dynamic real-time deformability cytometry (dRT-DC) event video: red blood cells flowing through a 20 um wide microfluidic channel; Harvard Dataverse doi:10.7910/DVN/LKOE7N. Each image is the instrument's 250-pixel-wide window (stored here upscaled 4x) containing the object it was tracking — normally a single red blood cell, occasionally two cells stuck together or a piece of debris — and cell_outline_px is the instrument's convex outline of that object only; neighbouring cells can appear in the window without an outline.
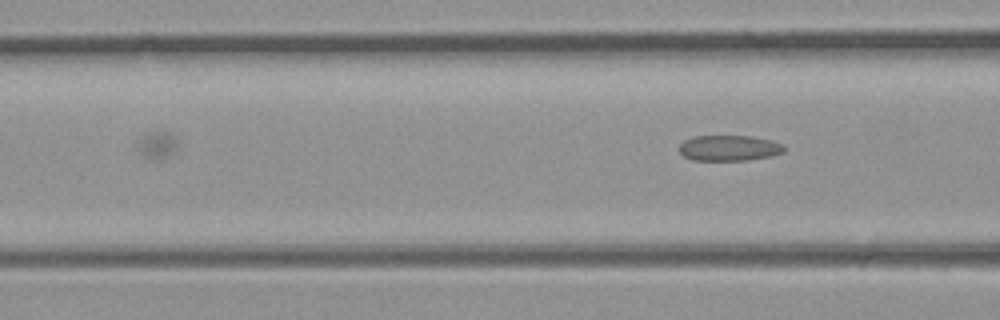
{"species": "common noctule bat (a hibernating species)", "species_latin": "Nyctalus noctula", "temperature_condition": "room temperature", "stored_images_in_passage": 12, "camera_frame_rate_fps": 3000, "um_per_image_px": 0.085, "animal": {"sex": "male", "body_mass_g": 23.1, "forearm_length_mm": 52.7}, "frame": {"image": 1, "passage_image": 12, "time_ms": 3.667, "image_size_px": [1000, 320], "cell_outline_px": [[784, 152], [772, 156], [748, 160], [692, 160], [684, 156], [676, 148], [684, 140], [696, 136], [752, 136], [784, 144]], "centroid_in_image_um": [61.95, 12.59], "position_along_channel_um": 104.6, "area_um2": 15.72}}